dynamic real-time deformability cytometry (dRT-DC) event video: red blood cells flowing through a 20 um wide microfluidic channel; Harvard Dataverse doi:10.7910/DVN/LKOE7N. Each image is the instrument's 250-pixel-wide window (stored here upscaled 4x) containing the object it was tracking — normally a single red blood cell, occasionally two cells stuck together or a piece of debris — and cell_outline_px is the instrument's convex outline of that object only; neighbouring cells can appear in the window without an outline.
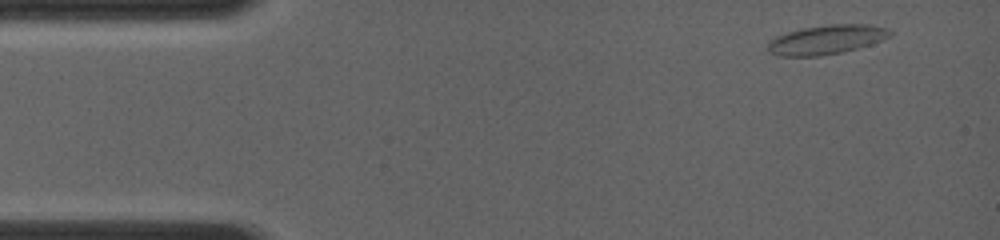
{"species": "common noctule bat (a hibernating species)", "species_latin": "Nyctalus noctula", "temperature_condition": "room temperature", "stored_images_in_passage": 6, "camera_frame_rate_fps": 4000, "um_per_image_px": 0.085, "animal": {"sex": "female", "body_mass_g": 19.0, "forearm_length_mm": 56.7}, "frame": {"image": 1, "passage_image": 1, "time_ms": 0.0, "image_size_px": [1000, 240], "cell_outline_px": [[892, 36], [856, 48], [840, 52], [820, 56], [780, 56], [768, 52], [768, 40], [776, 36], [788, 32], [804, 28], [828, 24], [868, 24], [888, 28], [892, 32]], "centroid_in_image_um": [70.22, 3.36], "position_along_channel_um": 14.8, "area_um2": 20.69}}
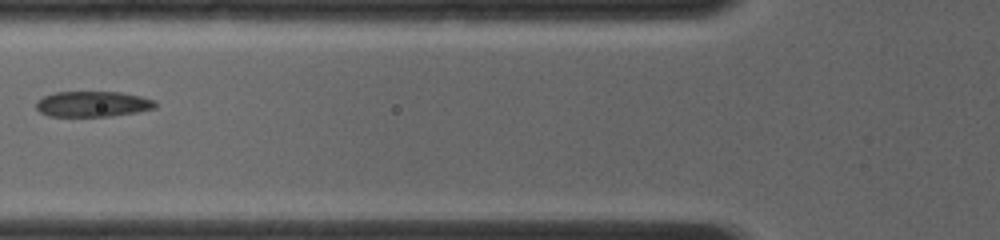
{"frame": {"image": 2, "passage_image": 5, "time_ms": 4.5, "image_size_px": [1000, 240], "cell_outline_px": [[156, 108], [136, 112], [112, 116], [48, 116], [40, 112], [36, 108], [36, 104], [44, 96], [56, 92], [120, 92], [140, 96], [156, 100]], "centroid_in_image_um": [7.91, 8.84], "position_along_channel_um": 117.9, "area_um2": 17.69}}
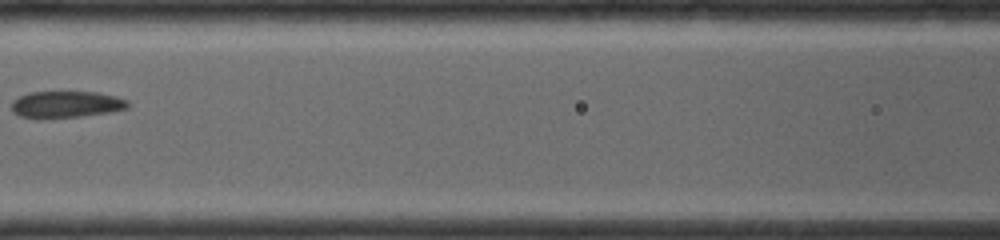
{"frame": {"image": 3, "passage_image": 6, "time_ms": 5.5, "image_size_px": [1000, 240], "cell_outline_px": [[128, 108], [108, 112], [80, 116], [20, 116], [12, 112], [12, 100], [28, 92], [96, 92], [116, 96], [128, 100]], "centroid_in_image_um": [5.65, 8.83], "position_along_channel_um": 161.0, "area_um2": 17.46}}